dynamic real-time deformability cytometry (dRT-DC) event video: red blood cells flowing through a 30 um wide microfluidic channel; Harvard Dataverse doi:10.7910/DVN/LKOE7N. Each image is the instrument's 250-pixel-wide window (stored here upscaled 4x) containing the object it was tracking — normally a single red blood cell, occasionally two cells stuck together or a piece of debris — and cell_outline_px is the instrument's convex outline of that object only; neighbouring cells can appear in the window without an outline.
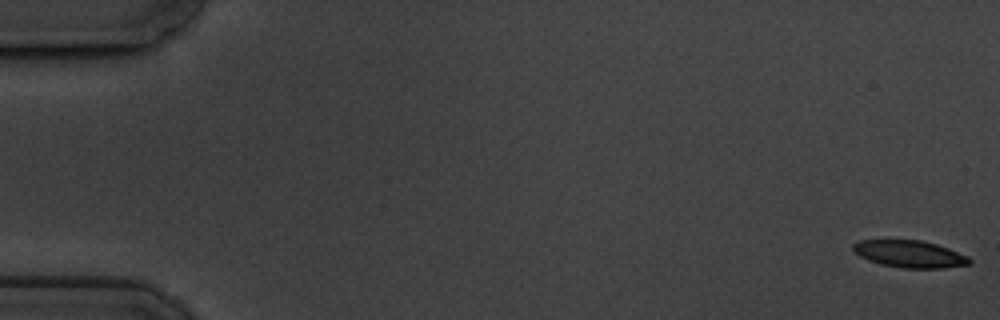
{"species": "common noctule bat (a hibernating species)", "species_latin": "Nyctalus noctula", "temperature_condition": "cold", "stored_images_in_passage": 6, "camera_frame_rate_fps": 3000, "um_per_image_px": 0.085, "animal": {"sex": "male", "body_mass_g": 19.5, "forearm_length_mm": 54.6}, "frame": {"image": 1, "passage_image": 1, "time_ms": 0.0, "image_size_px": [1000, 320], "cell_outline_px": [[972, 264], [944, 268], [904, 268], [880, 264], [868, 260], [852, 252], [852, 244], [860, 240], [920, 240], [936, 244], [948, 248], [968, 256], [972, 260]], "centroid_in_image_um": [77.32, 21.59], "position_along_channel_um": 7.7, "area_um2": 18.5}}
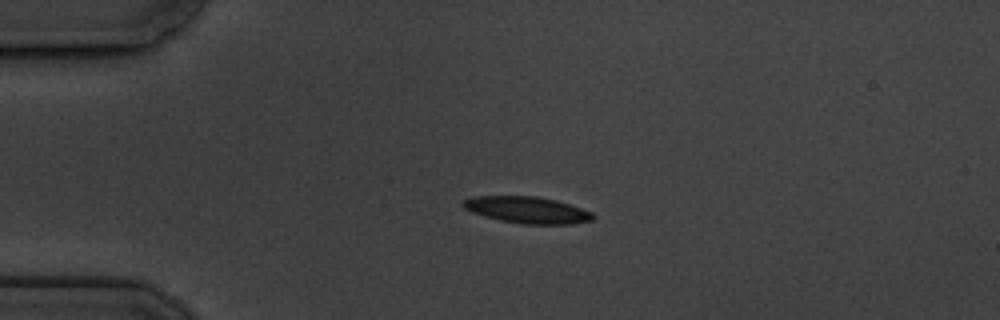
{"frame": {"image": 2, "passage_image": 4, "time_ms": 4.333, "image_size_px": [1000, 320], "cell_outline_px": [[596, 216], [592, 220], [572, 224], [524, 224], [500, 220], [484, 216], [472, 212], [464, 208], [460, 204], [464, 200], [472, 196], [536, 196], [556, 200], [592, 212]], "centroid_in_image_um": [44.8, 17.84], "position_along_channel_um": 40.2, "area_um2": 20.11}}